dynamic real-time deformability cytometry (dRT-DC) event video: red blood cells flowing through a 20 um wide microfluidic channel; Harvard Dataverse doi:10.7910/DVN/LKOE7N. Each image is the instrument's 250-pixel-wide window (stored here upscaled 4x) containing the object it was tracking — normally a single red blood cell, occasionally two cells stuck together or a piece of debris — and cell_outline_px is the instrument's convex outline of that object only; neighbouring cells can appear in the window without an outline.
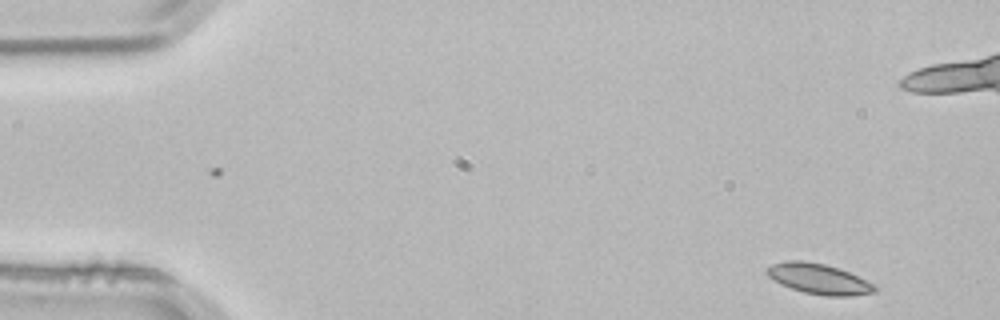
{"species": "common noctule bat (a hibernating species)", "species_latin": "Nyctalus noctula", "temperature_condition": "room temperature", "stored_images_in_passage": 4, "camera_frame_rate_fps": 3000, "um_per_image_px": 0.085, "animal": {"sex": "male", "body_mass_g": 21.5, "forearm_length_mm": 52.0}, "frame": {"image": 1, "passage_image": 1, "time_ms": 0.0, "image_size_px": [1000, 320], "cell_outline_px": [[876, 292], [852, 296], [824, 296], [804, 292], [780, 284], [768, 276], [764, 272], [764, 268], [772, 264], [784, 260], [804, 260], [824, 264], [840, 268], [876, 284]], "centroid_in_image_um": [69.58, 23.69], "position_along_channel_um": 15.4, "area_um2": 19.42}}